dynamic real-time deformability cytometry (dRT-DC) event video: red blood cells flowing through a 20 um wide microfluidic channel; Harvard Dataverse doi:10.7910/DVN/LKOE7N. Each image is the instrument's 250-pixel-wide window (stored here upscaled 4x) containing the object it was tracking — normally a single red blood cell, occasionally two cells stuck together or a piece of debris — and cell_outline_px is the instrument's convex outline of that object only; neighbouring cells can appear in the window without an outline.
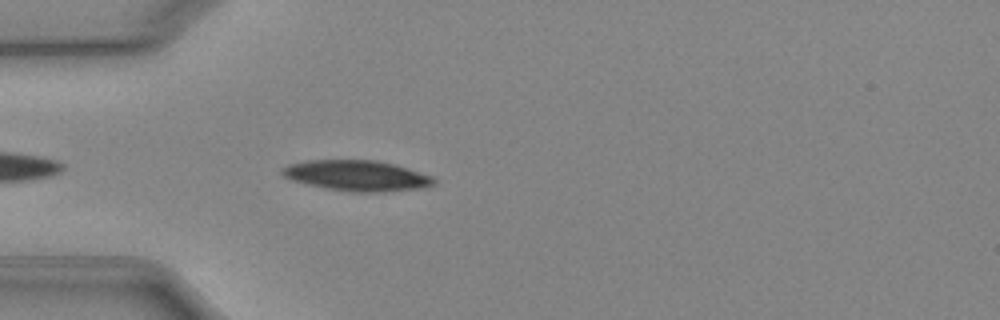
{"species": "Egyptian fruit bat (a non-hibernating species)", "species_latin": "Rousettus aegyptiacus", "temperature_condition": "cold", "stored_images_in_passage": 17, "camera_frame_rate_fps": 3000, "um_per_image_px": 0.085, "animal": {"sex": "female"}, "frame": {"image": 1, "passage_image": 4, "time_ms": 1.0, "image_size_px": [1000, 320], "cell_outline_px": [[436, 184], [416, 188], [380, 192], [352, 192], [328, 188], [308, 184], [292, 180], [284, 176], [280, 172], [280, 168], [288, 164], [304, 160], [376, 160], [396, 164], [432, 176], [436, 180]], "centroid_in_image_um": [30.31, 14.91], "position_along_channel_um": 54.7, "area_um2": 26.99}}
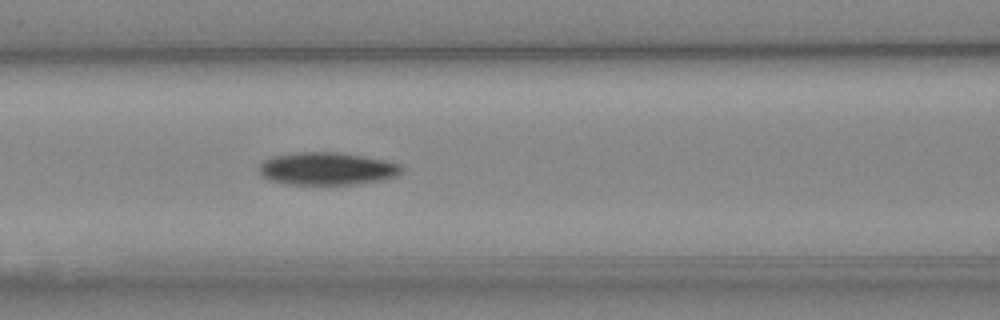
{"frame": {"image": 2, "passage_image": 11, "time_ms": 3.333, "image_size_px": [1000, 320], "cell_outline_px": [[404, 168], [396, 176], [380, 180], [356, 184], [288, 184], [268, 180], [260, 176], [260, 164], [264, 160], [272, 156], [296, 152], [340, 152], [384, 160], [400, 164]], "centroid_in_image_um": [27.76, 14.33], "position_along_channel_um": 138.8, "area_um2": 27.11}}
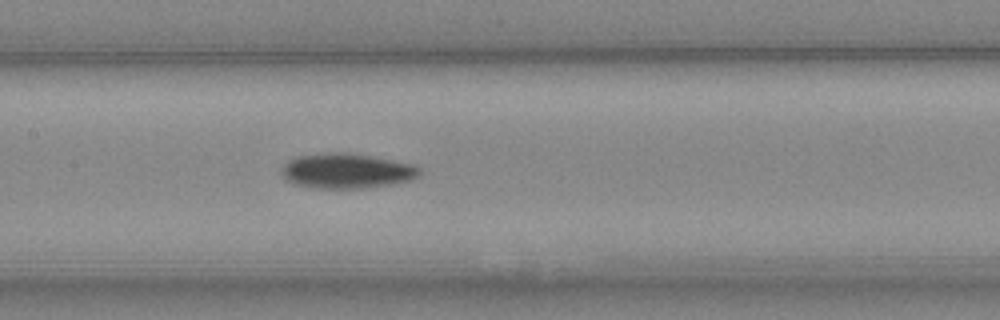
{"frame": {"image": 3, "passage_image": 14, "time_ms": 4.333, "image_size_px": [1000, 320], "cell_outline_px": [[420, 176], [412, 180], [364, 188], [312, 188], [292, 184], [280, 172], [284, 164], [288, 160], [296, 156], [324, 152], [348, 152], [392, 160], [412, 164], [420, 168]], "centroid_in_image_um": [29.43, 14.52], "position_along_channel_um": 178.0, "area_um2": 28.26}}